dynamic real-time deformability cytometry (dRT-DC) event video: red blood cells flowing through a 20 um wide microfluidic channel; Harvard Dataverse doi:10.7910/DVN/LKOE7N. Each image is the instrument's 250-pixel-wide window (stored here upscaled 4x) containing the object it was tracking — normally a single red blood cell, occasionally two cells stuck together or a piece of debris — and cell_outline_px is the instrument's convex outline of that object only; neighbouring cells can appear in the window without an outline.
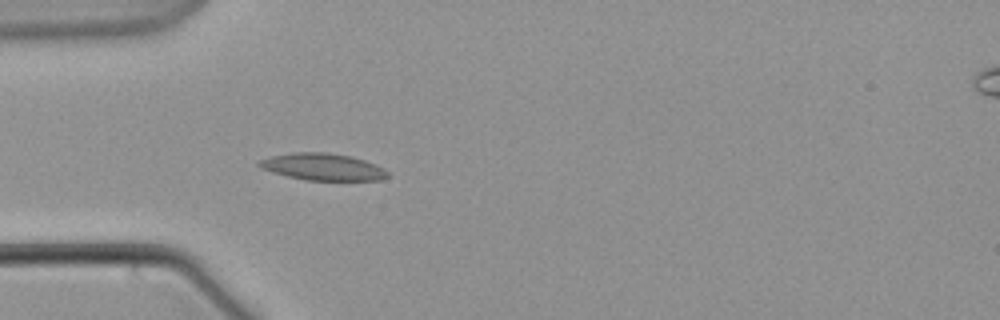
{"species": "common noctule bat (a hibernating species)", "species_latin": "Nyctalus noctula", "temperature_condition": "warm", "stored_images_in_passage": 20, "camera_frame_rate_fps": 3000, "um_per_image_px": 0.085, "animal": {"sex": "male", "body_mass_g": 21.5, "forearm_length_mm": 52.0}, "frame": {"image": 1, "passage_image": 6, "time_ms": 1.667, "image_size_px": [1000, 320], "cell_outline_px": [[392, 176], [384, 180], [304, 180], [272, 172], [260, 168], [256, 164], [256, 160], [272, 156], [292, 152], [324, 152], [352, 156], [376, 164], [384, 168]], "centroid_in_image_um": [27.45, 14.18], "position_along_channel_um": 57.6, "area_um2": 20.46}}
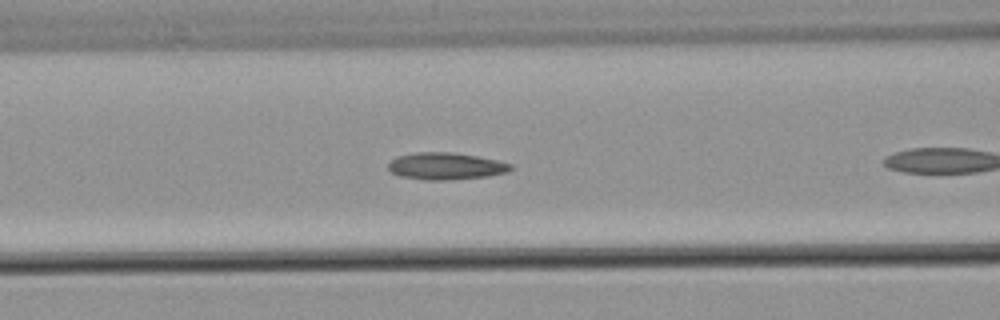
{"frame": {"image": 2, "passage_image": 9, "time_ms": 2.667, "image_size_px": [1000, 320], "cell_outline_px": [[512, 168], [508, 172], [488, 176], [444, 180], [424, 180], [400, 176], [392, 172], [388, 168], [388, 164], [396, 156], [416, 152], [452, 152], [476, 156], [496, 160], [512, 164]], "centroid_in_image_um": [37.88, 14.12], "position_along_channel_um": 128.7, "area_um2": 19.19}}